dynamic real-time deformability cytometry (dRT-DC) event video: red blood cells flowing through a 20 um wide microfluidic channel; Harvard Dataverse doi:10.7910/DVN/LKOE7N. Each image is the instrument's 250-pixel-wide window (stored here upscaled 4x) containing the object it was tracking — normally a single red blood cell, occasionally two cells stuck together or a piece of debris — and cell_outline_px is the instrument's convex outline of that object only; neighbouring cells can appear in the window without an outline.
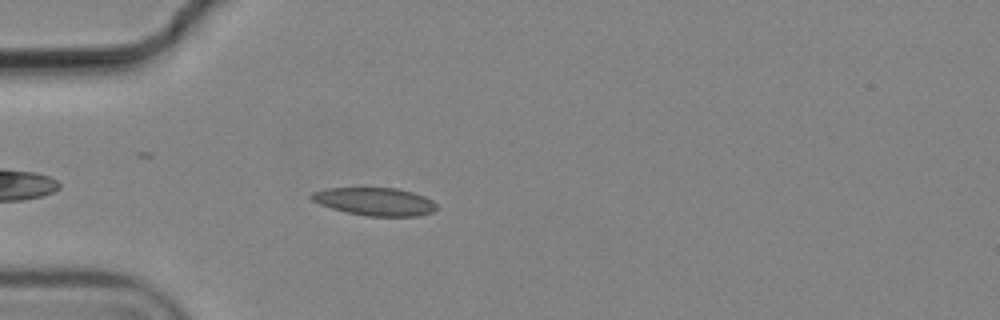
{"species": "common noctule bat (a hibernating species)", "species_latin": "Nyctalus noctula", "temperature_condition": "cold", "stored_images_in_passage": 2, "camera_frame_rate_fps": 3000, "um_per_image_px": 0.085, "animal": {"sex": "male", "body_mass_g": 19.2, "forearm_length_mm": 51.8}, "frame": {"image": 1, "passage_image": 2, "time_ms": 0.333, "image_size_px": [1000, 320], "cell_outline_px": [[436, 208], [432, 212], [416, 216], [368, 216], [348, 212], [332, 208], [320, 204], [312, 200], [308, 196], [312, 192], [328, 188], [396, 188], [412, 192], [424, 196], [432, 200], [436, 204]], "centroid_in_image_um": [31.86, 17.13], "position_along_channel_um": 53.1, "area_um2": 20.17}}